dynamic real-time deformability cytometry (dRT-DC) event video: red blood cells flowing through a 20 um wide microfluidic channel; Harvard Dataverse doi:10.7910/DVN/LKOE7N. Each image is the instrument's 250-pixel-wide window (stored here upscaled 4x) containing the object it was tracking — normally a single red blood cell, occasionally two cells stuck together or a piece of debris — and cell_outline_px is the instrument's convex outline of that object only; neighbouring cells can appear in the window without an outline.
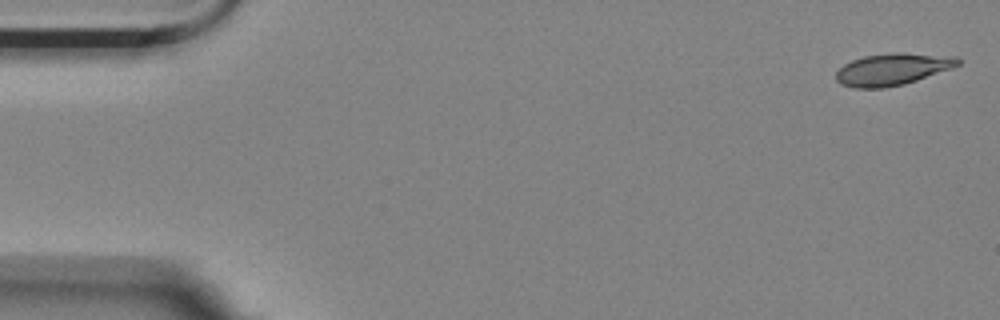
{"species": "Egyptian fruit bat (a non-hibernating species)", "species_latin": "Rousettus aegyptiacus", "temperature_condition": "room temperature", "stored_images_in_passage": 5, "camera_frame_rate_fps": 3000, "um_per_image_px": 0.085, "animal": {"sex": "female"}, "frame": {"image": 1, "passage_image": 1, "time_ms": 0.0, "image_size_px": [1000, 320], "cell_outline_px": [[960, 64], [952, 68], [904, 84], [884, 88], [856, 88], [840, 84], [836, 80], [836, 72], [844, 64], [852, 60], [864, 56], [896, 52], [900, 52], [956, 56], [960, 60]], "centroid_in_image_um": [75.86, 5.88], "position_along_channel_um": 9.1, "area_um2": 22.66}}
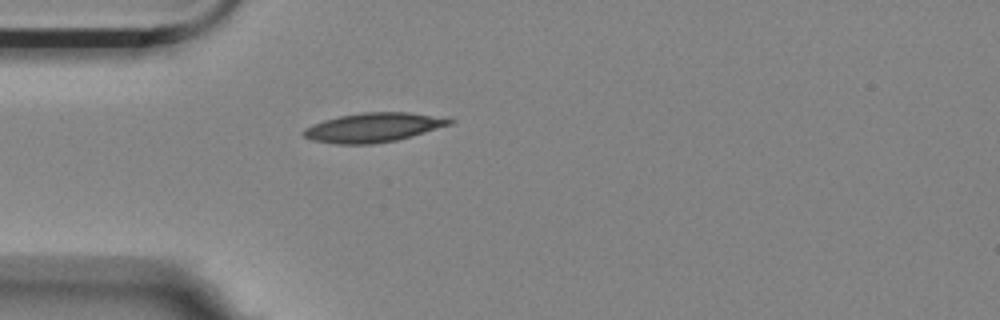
{"frame": {"image": 2, "passage_image": 5, "time_ms": 1.333, "image_size_px": [1000, 320], "cell_outline_px": [[456, 120], [452, 124], [412, 136], [396, 140], [372, 144], [336, 144], [312, 140], [304, 136], [300, 132], [304, 128], [312, 124], [324, 120], [340, 116], [364, 112], [408, 112], [448, 116]], "centroid_in_image_um": [31.79, 10.82], "position_along_channel_um": 53.2, "area_um2": 25.2}}